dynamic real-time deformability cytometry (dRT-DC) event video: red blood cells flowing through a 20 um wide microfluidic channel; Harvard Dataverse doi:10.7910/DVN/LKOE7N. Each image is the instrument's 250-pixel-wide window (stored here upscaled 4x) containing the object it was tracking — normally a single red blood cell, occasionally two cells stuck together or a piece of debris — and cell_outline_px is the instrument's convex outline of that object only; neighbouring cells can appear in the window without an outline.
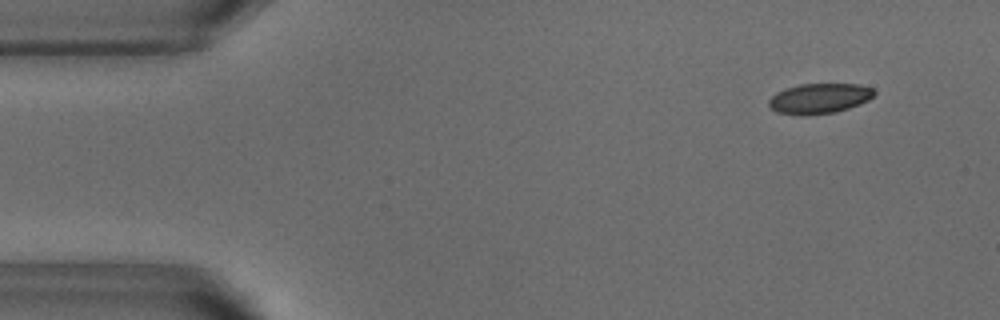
{"species": "common noctule bat (a hibernating species)", "species_latin": "Nyctalus noctula", "temperature_condition": "warm", "stored_images_in_passage": 50, "camera_frame_rate_fps": 3000, "um_per_image_px": 0.085, "animal": {"sex": "male", "body_mass_g": 18.8}, "frame": {"image": 1, "passage_image": 2, "time_ms": 0.333, "image_size_px": [1000, 320], "cell_outline_px": [[876, 92], [868, 100], [860, 104], [836, 112], [804, 116], [776, 112], [768, 104], [768, 100], [776, 92], [800, 84], [860, 84], [872, 88]], "centroid_in_image_um": [69.64, 8.37], "position_along_channel_um": 15.4, "area_um2": 18.55}}
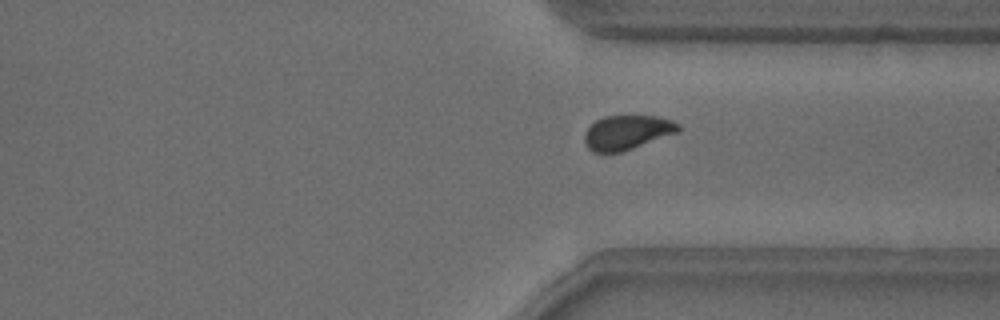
{"frame": {"image": 2, "passage_image": 36, "time_ms": 11.667, "image_size_px": [1000, 320], "cell_outline_px": [[680, 132], [620, 152], [592, 152], [584, 144], [584, 132], [596, 120], [604, 116], [660, 116], [672, 120], [680, 124]], "centroid_in_image_um": [53.31, 11.25], "position_along_channel_um": 358.1, "area_um2": 18.9}}
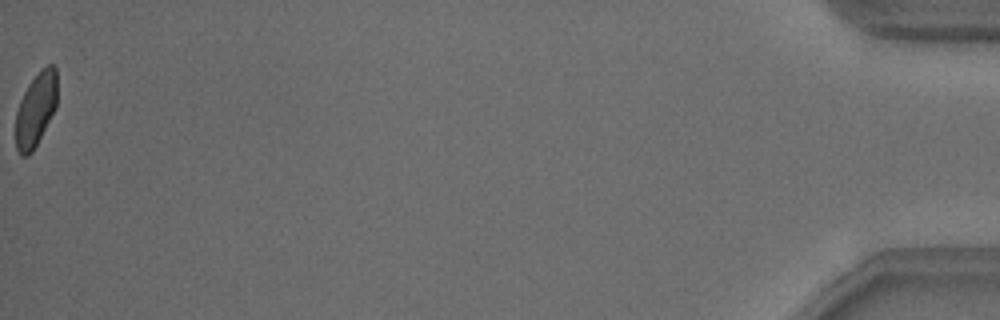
{"frame": {"image": 3, "passage_image": 50, "time_ms": 16.333, "image_size_px": [1000, 320], "cell_outline_px": [[56, 108], [32, 152], [28, 156], [20, 156], [16, 148], [16, 112], [20, 100], [28, 84], [48, 64], [56, 64]], "centroid_in_image_um": [3.04, 9.33], "position_along_channel_um": 432.2, "area_um2": 17.63}, "authors_computed_cell_mechanics": {"area_um2": 19.4497, "velocity_mm_per_s": 3.8339, "shape_relaxation_time_tau1_ms": 3.2772, "shape_relaxation_time_tau2_ms": 0.9866, "deformation_change_tau1": 0.1029, "deformation_change_tau2": 0.0458}}